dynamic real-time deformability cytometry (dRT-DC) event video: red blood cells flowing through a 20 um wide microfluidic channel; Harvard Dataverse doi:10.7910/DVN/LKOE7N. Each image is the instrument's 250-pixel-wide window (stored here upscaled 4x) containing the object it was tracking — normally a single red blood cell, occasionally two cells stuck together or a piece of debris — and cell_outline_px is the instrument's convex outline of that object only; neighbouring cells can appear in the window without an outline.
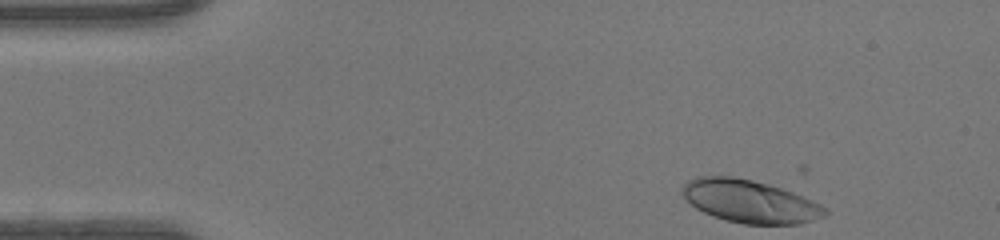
{"species": "human", "species_latin": "Homo sapiens", "temperature_condition": "warm", "stored_images_in_passage": 42, "camera_frame_rate_fps": 3000, "um_per_image_px": 0.085, "donor": {"sex": "female"}, "frame": {"image": 1, "passage_image": 1, "time_ms": 0.0, "image_size_px": [1000, 240], "cell_outline_px": [[828, 212], [824, 216], [800, 224], [744, 224], [712, 216], [696, 208], [684, 196], [680, 188], [688, 180], [696, 176], [732, 176], [752, 180], [768, 184], [792, 192], [812, 200], [828, 208]], "centroid_in_image_um": [63.73, 17.11], "position_along_channel_um": 21.3, "area_um2": 35.43}}
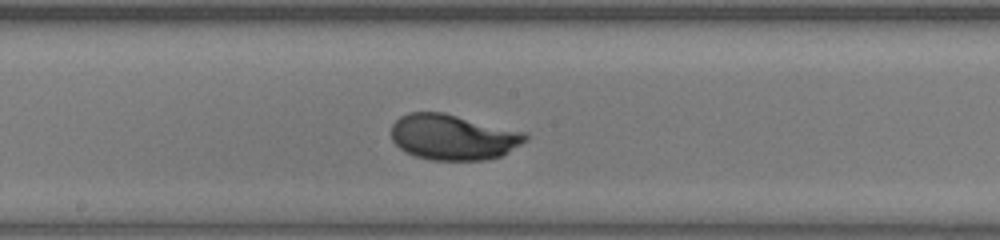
{"frame": {"image": 2, "passage_image": 20, "time_ms": 6.333, "image_size_px": [1000, 240], "cell_outline_px": [[528, 140], [500, 156], [484, 160], [432, 160], [416, 156], [404, 152], [392, 140], [392, 124], [400, 116], [408, 112], [444, 112], [528, 132]], "centroid_in_image_um": [38.53, 11.64], "position_along_channel_um": 209.7, "area_um2": 35.89}}
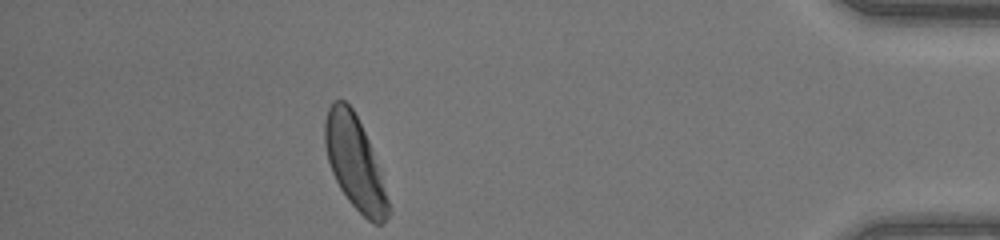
{"frame": {"image": 3, "passage_image": 37, "time_ms": 12.0, "image_size_px": [1000, 240], "cell_outline_px": [[392, 208], [388, 216], [380, 224], [372, 224], [348, 200], [340, 188], [332, 172], [328, 160], [324, 144], [324, 120], [328, 108], [332, 100], [344, 100], [352, 108], [368, 140]], "centroid_in_image_um": [30.14, 13.84], "position_along_channel_um": 405.1, "area_um2": 33.87}, "authors_computed_cell_mechanics": {"area_um2": 35.0268, "velocity_mm_per_s": 4.3711, "shape_relaxation_time_tau1_ms": 2.1117, "shape_relaxation_time_tau2_ms": null, "deformation_change_tau1": 0.1589, "deformation_change_tau2": null}}